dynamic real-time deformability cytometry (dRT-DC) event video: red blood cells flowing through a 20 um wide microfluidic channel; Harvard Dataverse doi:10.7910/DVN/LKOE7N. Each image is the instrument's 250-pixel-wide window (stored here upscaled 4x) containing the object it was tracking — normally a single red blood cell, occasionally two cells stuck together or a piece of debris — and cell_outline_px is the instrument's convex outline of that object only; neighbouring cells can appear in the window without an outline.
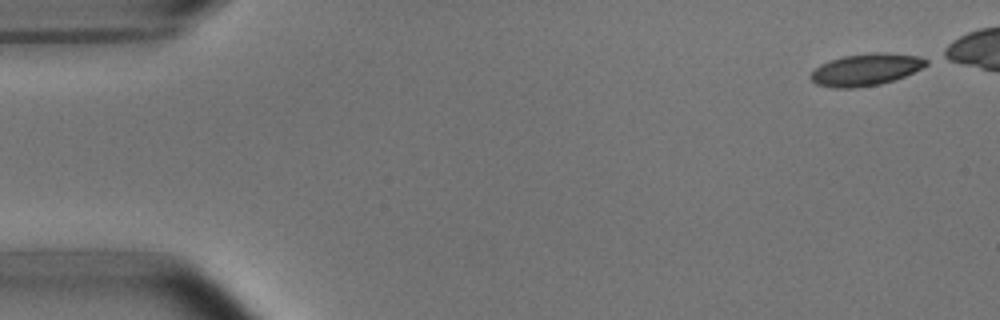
{"species": "common noctule bat (a hibernating species)", "species_latin": "Nyctalus noctula", "temperature_condition": "room temperature", "stored_images_in_passage": 5, "camera_frame_rate_fps": 3000, "um_per_image_px": 0.085, "animal": {"sex": "male", "body_mass_g": 15.6}, "frame": {"image": 1, "passage_image": 1, "time_ms": 0.0, "image_size_px": [1000, 320], "cell_outline_px": [[928, 64], [904, 76], [880, 84], [856, 88], [832, 88], [816, 84], [808, 76], [820, 64], [844, 56], [872, 52], [884, 52], [920, 56], [928, 60]], "centroid_in_image_um": [73.58, 5.91], "position_along_channel_um": 11.4, "area_um2": 21.44}}